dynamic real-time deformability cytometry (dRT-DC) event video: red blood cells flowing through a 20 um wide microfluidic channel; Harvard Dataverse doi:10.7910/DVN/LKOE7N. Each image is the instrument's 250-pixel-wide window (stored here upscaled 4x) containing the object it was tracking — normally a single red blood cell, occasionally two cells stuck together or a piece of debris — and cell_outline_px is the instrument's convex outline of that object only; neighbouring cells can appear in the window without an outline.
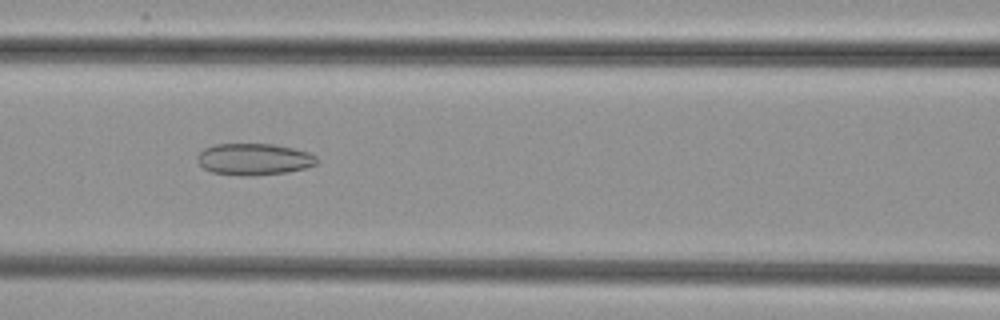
{"species": "common noctule bat (a hibernating species)", "species_latin": "Nyctalus noctula", "temperature_condition": "cold", "stored_images_in_passage": 34, "camera_frame_rate_fps": 3000, "um_per_image_px": 0.085, "animal": {"sex": "female", "body_mass_g": 29.2, "forearm_length_mm": 56.3}, "frame": {"image": 1, "passage_image": 11, "time_ms": 3.333, "image_size_px": [1000, 320], "cell_outline_px": [[320, 160], [316, 164], [304, 168], [288, 172], [256, 176], [244, 176], [212, 172], [204, 168], [196, 160], [196, 156], [204, 148], [216, 144], [272, 144], [292, 148], [308, 152], [316, 156]], "centroid_in_image_um": [21.59, 13.54], "position_along_channel_um": 145.0, "area_um2": 22.14}}
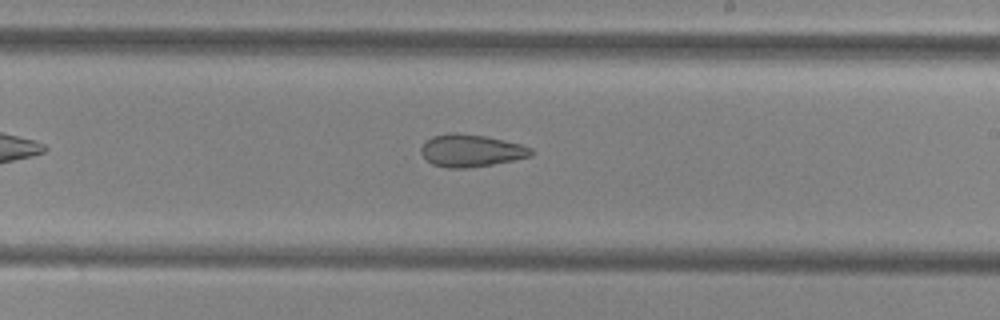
{"frame": {"image": 2, "passage_image": 19, "time_ms": 6.0, "image_size_px": [1000, 320], "cell_outline_px": [[532, 156], [492, 164], [464, 168], [448, 168], [432, 164], [420, 152], [420, 148], [432, 136], [448, 132], [456, 132], [484, 136], [504, 140], [520, 144], [532, 148]], "centroid_in_image_um": [40.02, 12.79], "position_along_channel_um": 249.0, "area_um2": 20.58}}
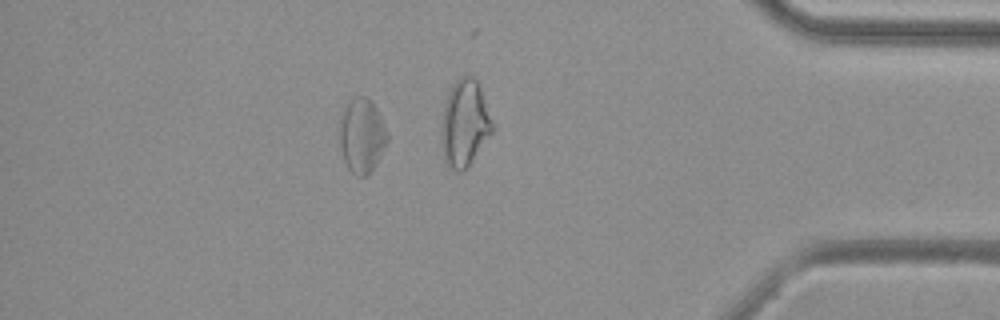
{"frame": {"image": 3, "passage_image": 34, "time_ms": 11.0, "image_size_px": [1000, 320], "cell_outline_px": [[388, 140], [376, 164], [364, 176], [356, 176], [348, 168], [344, 160], [340, 144], [340, 124], [344, 112], [352, 96], [364, 96], [376, 108], [388, 136]], "centroid_in_image_um": [30.75, 11.55], "position_along_channel_um": 404.4, "area_um2": 20.0}}